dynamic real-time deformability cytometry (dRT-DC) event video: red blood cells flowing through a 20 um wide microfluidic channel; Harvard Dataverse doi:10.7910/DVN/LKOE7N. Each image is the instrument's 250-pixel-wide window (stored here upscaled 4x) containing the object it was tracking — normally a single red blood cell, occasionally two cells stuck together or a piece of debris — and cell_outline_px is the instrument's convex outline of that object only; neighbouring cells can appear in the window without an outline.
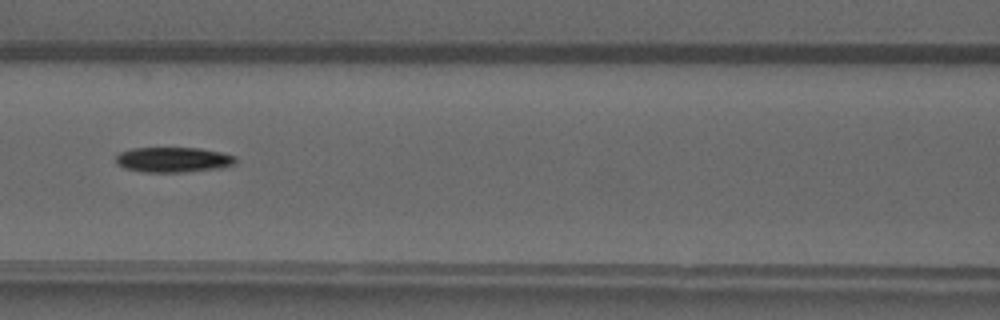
{"species": "common noctule bat (a hibernating species)", "species_latin": "Nyctalus noctula", "temperature_condition": "warm", "stored_images_in_passage": 36, "camera_frame_rate_fps": 3000, "um_per_image_px": 0.085, "animal": {"sex": "male", "forearm_length_mm": 52.5}, "frame": {"image": 1, "passage_image": 9, "time_ms": 2.667, "image_size_px": [1000, 320], "cell_outline_px": [[236, 164], [220, 168], [180, 172], [144, 172], [124, 168], [116, 164], [116, 156], [120, 152], [132, 148], [200, 148], [220, 152], [236, 156]], "centroid_in_image_um": [14.72, 13.57], "position_along_channel_um": 151.9, "area_um2": 17.57}}
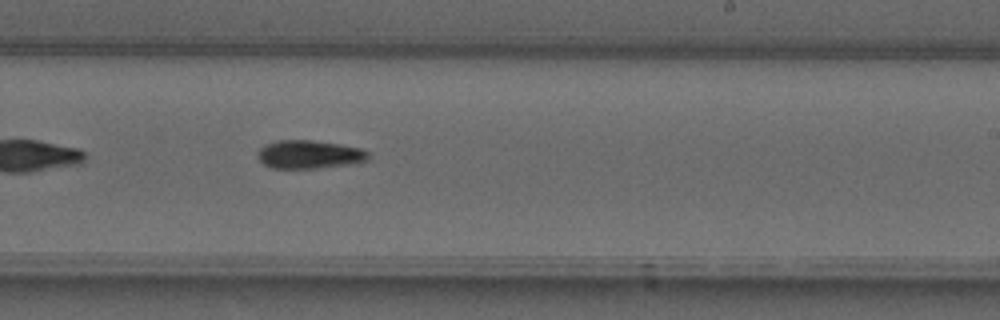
{"frame": {"image": 2, "passage_image": 17, "time_ms": 5.333, "image_size_px": [1000, 320], "cell_outline_px": [[368, 160], [348, 164], [316, 168], [272, 168], [264, 164], [260, 160], [260, 148], [276, 140], [312, 140], [340, 144], [360, 148], [368, 152]], "centroid_in_image_um": [26.31, 13.12], "position_along_channel_um": 262.7, "area_um2": 17.92}}
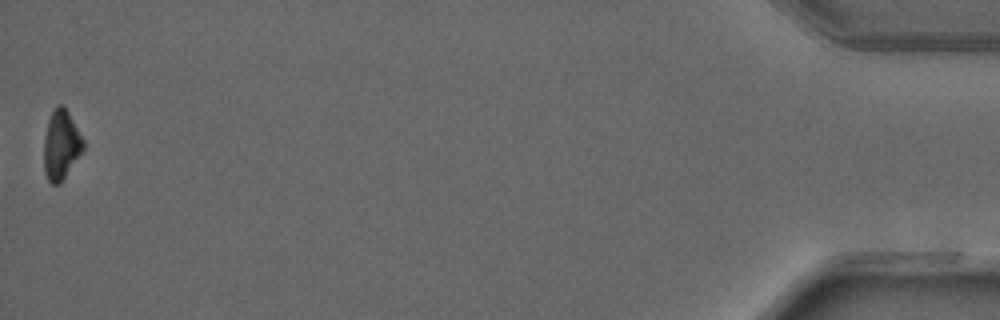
{"frame": {"image": 3, "passage_image": 36, "time_ms": 11.667, "image_size_px": [1000, 320], "cell_outline_px": [[84, 148], [60, 184], [52, 184], [48, 180], [44, 172], [44, 136], [48, 120], [56, 104], [60, 104], [68, 112], [84, 140]], "centroid_in_image_um": [5.18, 12.33], "position_along_channel_um": 430.0, "area_um2": 15.78}, "authors_computed_cell_mechanics": {"area_um2": 17.5712, "velocity_mm_per_s": 4.1841, "shape_relaxation_time_tau1_ms": 4.7877, "shape_relaxation_time_tau2_ms": null, "deformation_change_tau1": 0.1982, "deformation_change_tau2": null}}